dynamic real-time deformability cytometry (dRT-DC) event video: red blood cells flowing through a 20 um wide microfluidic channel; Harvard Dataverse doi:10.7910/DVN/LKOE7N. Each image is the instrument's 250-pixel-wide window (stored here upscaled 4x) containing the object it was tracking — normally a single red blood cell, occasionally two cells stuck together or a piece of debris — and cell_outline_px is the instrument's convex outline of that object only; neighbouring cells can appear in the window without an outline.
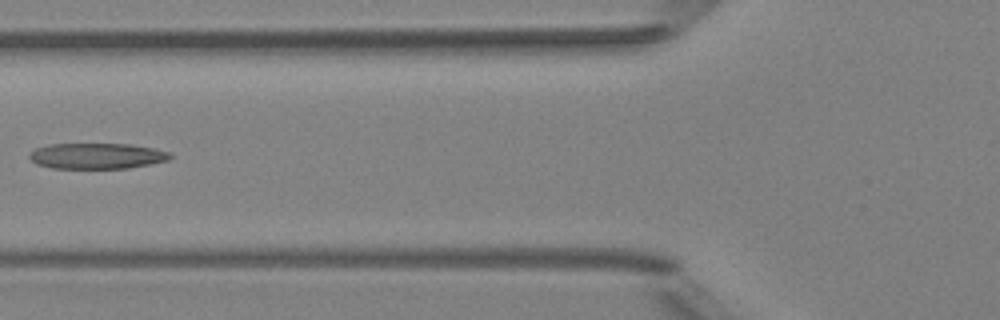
{"species": "Egyptian fruit bat (a non-hibernating species)", "species_latin": "Rousettus aegyptiacus", "temperature_condition": "room temperature", "stored_images_in_passage": 8, "camera_frame_rate_fps": 3000, "um_per_image_px": 0.085, "animal": {"sex": "female"}, "frame": {"image": 1, "passage_image": 6, "time_ms": 6.0, "image_size_px": [1000, 320], "cell_outline_px": [[172, 156], [168, 160], [128, 168], [52, 168], [36, 164], [28, 156], [36, 148], [48, 144], [128, 144], [152, 148], [172, 152]], "centroid_in_image_um": [8.23, 13.25], "position_along_channel_um": 117.6, "area_um2": 20.98}}
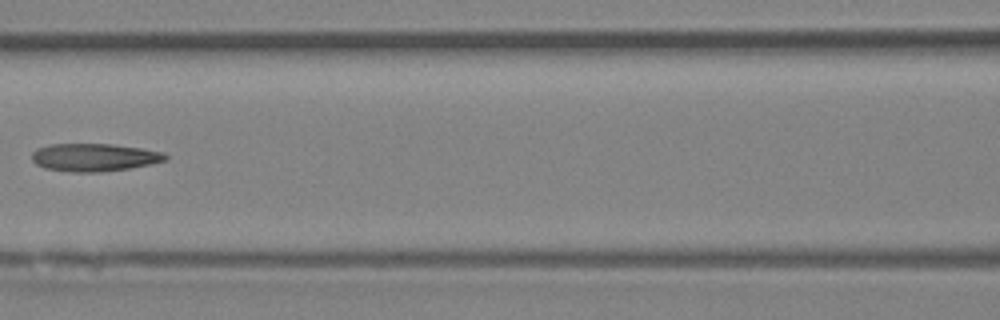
{"frame": {"image": 2, "passage_image": 7, "time_ms": 7.0, "image_size_px": [1000, 320], "cell_outline_px": [[168, 160], [152, 164], [128, 168], [100, 172], [72, 172], [44, 168], [36, 164], [32, 160], [32, 152], [36, 148], [52, 144], [112, 144], [144, 148], [164, 152], [168, 156]], "centroid_in_image_um": [8.04, 13.37], "position_along_channel_um": 158.6, "area_um2": 21.85}}
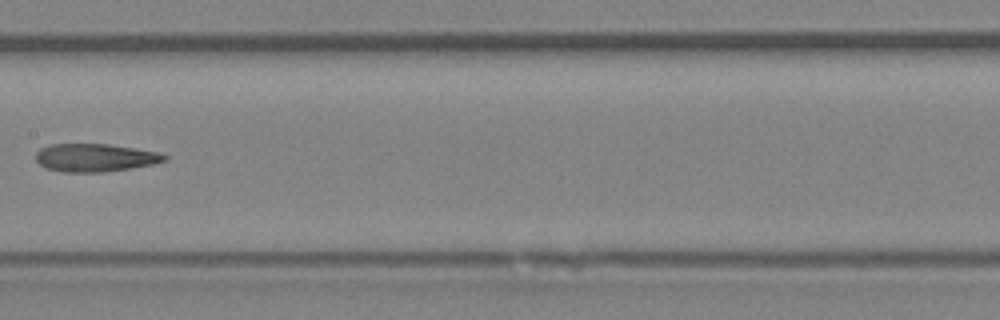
{"frame": {"image": 3, "passage_image": 8, "time_ms": 8.0, "image_size_px": [1000, 320], "cell_outline_px": [[168, 160], [152, 164], [132, 168], [104, 172], [64, 172], [44, 168], [36, 160], [36, 152], [40, 148], [48, 144], [108, 144], [136, 148], [160, 152], [168, 156]], "centroid_in_image_um": [8.09, 13.4], "position_along_channel_um": 199.3, "area_um2": 21.21}}